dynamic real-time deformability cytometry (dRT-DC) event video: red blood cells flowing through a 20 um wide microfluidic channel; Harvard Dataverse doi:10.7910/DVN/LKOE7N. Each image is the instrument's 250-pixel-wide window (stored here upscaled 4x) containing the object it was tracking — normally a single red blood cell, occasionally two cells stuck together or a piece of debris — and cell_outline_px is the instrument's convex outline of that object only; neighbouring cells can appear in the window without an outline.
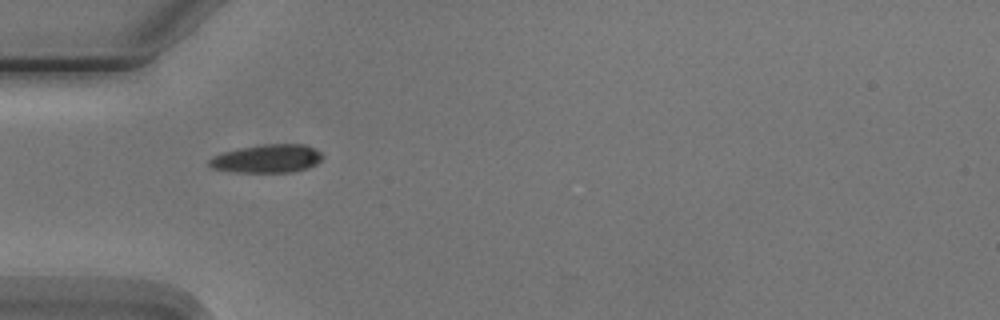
{"species": "Egyptian fruit bat (a non-hibernating species)", "species_latin": "Rousettus aegyptiacus", "temperature_condition": "cold", "stored_images_in_passage": 3, "camera_frame_rate_fps": 3000, "um_per_image_px": 0.085, "animal": {"sex": "male"}, "frame": {"image": 1, "passage_image": 2, "time_ms": 1.333, "image_size_px": [1000, 320], "cell_outline_px": [[324, 156], [316, 164], [308, 168], [292, 172], [232, 172], [212, 168], [208, 164], [208, 160], [212, 156], [224, 152], [240, 148], [264, 144], [304, 144], [316, 148]], "centroid_in_image_um": [22.71, 13.48], "position_along_channel_um": 62.3, "area_um2": 18.79}}
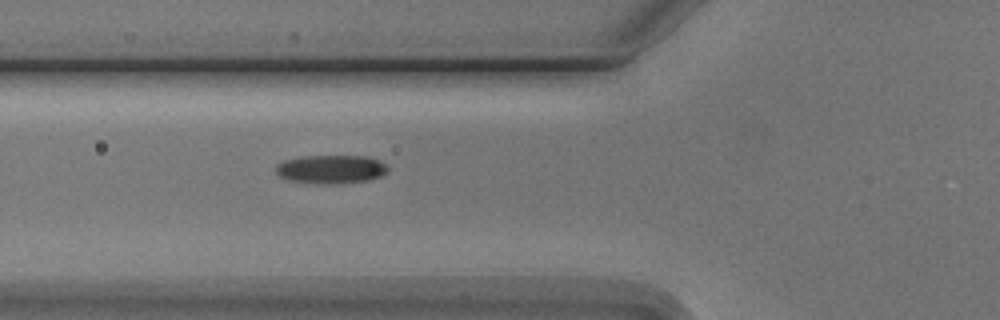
{"frame": {"image": 2, "passage_image": 3, "time_ms": 2.333, "image_size_px": [1000, 320], "cell_outline_px": [[388, 172], [380, 176], [368, 180], [336, 184], [316, 184], [288, 180], [276, 176], [276, 164], [284, 160], [304, 156], [368, 156], [380, 160], [388, 164]], "centroid_in_image_um": [28.13, 14.39], "position_along_channel_um": 97.7, "area_um2": 19.02}}